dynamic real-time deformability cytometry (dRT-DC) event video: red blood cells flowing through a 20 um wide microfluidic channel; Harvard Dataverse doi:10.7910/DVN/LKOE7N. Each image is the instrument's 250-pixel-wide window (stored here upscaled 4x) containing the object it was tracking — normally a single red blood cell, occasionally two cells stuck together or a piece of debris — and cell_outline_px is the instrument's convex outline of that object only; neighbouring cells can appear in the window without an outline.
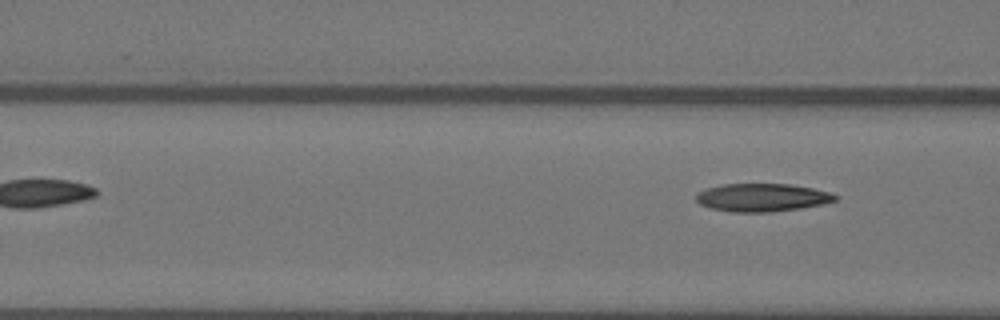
{"species": "Egyptian fruit bat (a non-hibernating species)", "species_latin": "Rousettus aegyptiacus", "temperature_condition": "warm", "stored_images_in_passage": 3, "camera_frame_rate_fps": 3000, "um_per_image_px": 0.085, "animal": {"sex": "female"}, "frame": {"image": 1, "passage_image": 3, "time_ms": 0.667, "image_size_px": [1000, 320], "cell_outline_px": [[840, 196], [836, 200], [824, 204], [800, 208], [768, 212], [732, 212], [712, 208], [700, 204], [696, 200], [696, 192], [720, 184], [792, 184], [812, 188], [828, 192]], "centroid_in_image_um": [64.78, 16.78], "position_along_channel_um": 101.8, "area_um2": 22.72}}